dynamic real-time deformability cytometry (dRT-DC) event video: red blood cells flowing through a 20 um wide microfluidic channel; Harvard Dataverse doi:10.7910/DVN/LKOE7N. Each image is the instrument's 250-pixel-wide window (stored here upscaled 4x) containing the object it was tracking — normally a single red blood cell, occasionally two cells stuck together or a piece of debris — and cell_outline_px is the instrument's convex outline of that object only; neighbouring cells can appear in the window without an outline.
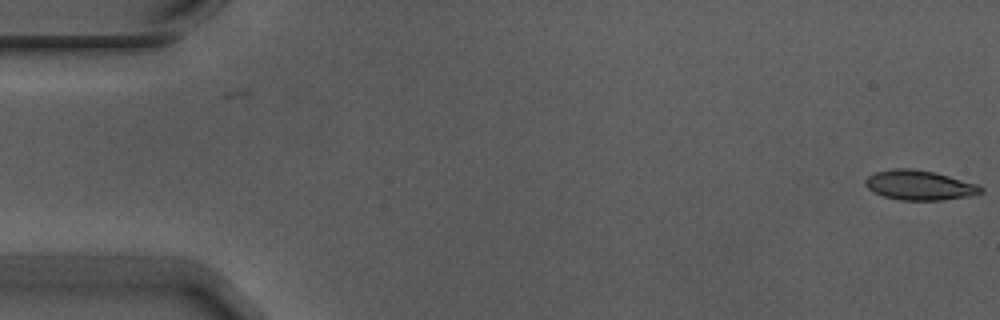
{"species": "Egyptian fruit bat (a non-hibernating species)", "species_latin": "Rousettus aegyptiacus", "temperature_condition": "warm", "stored_images_in_passage": 2, "camera_frame_rate_fps": 3000, "um_per_image_px": 0.085, "animal": {"sex": "male"}, "frame": {"image": 1, "passage_image": 2, "time_ms": 0.333, "image_size_px": [1000, 320], "cell_outline_px": [[984, 192], [976, 196], [944, 200], [900, 200], [884, 196], [872, 192], [864, 184], [864, 180], [868, 176], [876, 172], [892, 168], [912, 168], [936, 172], [976, 184], [984, 188]], "centroid_in_image_um": [78.18, 15.75], "position_along_channel_um": 6.8, "area_um2": 20.35}}